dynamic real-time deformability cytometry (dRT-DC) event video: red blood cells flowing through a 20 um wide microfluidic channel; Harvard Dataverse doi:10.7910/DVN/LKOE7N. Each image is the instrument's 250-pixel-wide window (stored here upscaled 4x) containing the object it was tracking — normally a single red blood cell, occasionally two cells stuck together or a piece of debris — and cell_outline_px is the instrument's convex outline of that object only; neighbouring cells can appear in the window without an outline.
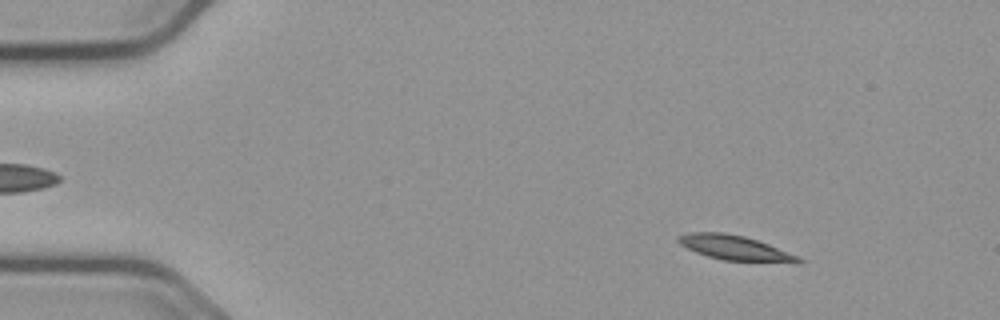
{"species": "common noctule bat (a hibernating species)", "species_latin": "Nyctalus noctula", "temperature_condition": "cold", "stored_images_in_passage": 52, "segment_of_instrument_passage": [1, 2], "camera_frame_rate_fps": 3000, "um_per_image_px": 0.085, "animal": {"sex": "male", "body_mass_g": 23.1, "forearm_length_mm": 52.7}, "frame": {"image": 1, "passage_image": 2, "time_ms": 0.333, "image_size_px": [1000, 320], "cell_outline_px": [[804, 260], [796, 264], [724, 260], [708, 256], [696, 252], [680, 244], [676, 240], [676, 236], [688, 232], [724, 232], [744, 236], [768, 244], [800, 256]], "centroid_in_image_um": [62.52, 21.08], "position_along_channel_um": 22.5, "area_um2": 17.63}}
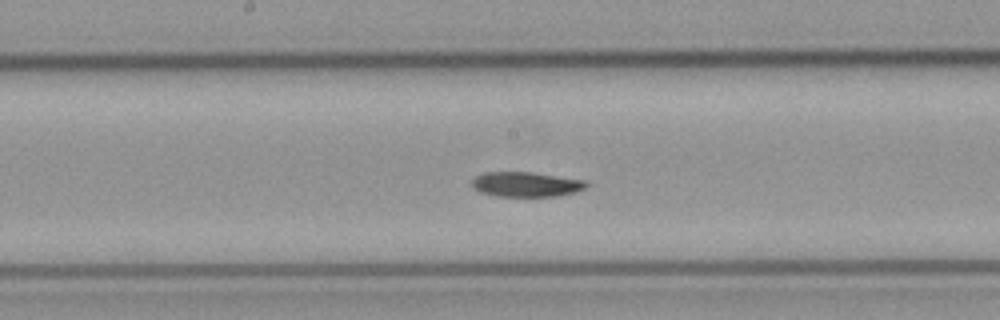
{"frame": {"image": 2, "passage_image": 24, "time_ms": 7.667, "image_size_px": [1000, 320], "cell_outline_px": [[588, 184], [584, 188], [572, 192], [556, 196], [496, 196], [480, 192], [472, 188], [472, 180], [476, 176], [484, 172], [532, 172], [588, 180]], "centroid_in_image_um": [44.7, 15.66], "position_along_channel_um": 203.5, "area_um2": 16.59}}
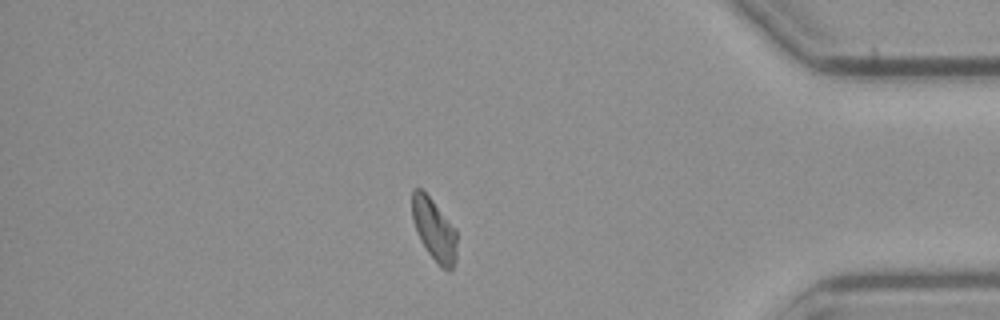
{"frame": {"image": 3, "passage_image": 43, "time_ms": 14.0, "image_size_px": [1000, 320], "cell_outline_px": [[456, 260], [452, 268], [444, 268], [428, 252], [420, 240], [416, 232], [412, 216], [412, 188], [420, 188], [432, 200], [456, 228]], "centroid_in_image_um": [36.89, 19.47], "position_along_channel_um": 398.3, "area_um2": 15.9}}